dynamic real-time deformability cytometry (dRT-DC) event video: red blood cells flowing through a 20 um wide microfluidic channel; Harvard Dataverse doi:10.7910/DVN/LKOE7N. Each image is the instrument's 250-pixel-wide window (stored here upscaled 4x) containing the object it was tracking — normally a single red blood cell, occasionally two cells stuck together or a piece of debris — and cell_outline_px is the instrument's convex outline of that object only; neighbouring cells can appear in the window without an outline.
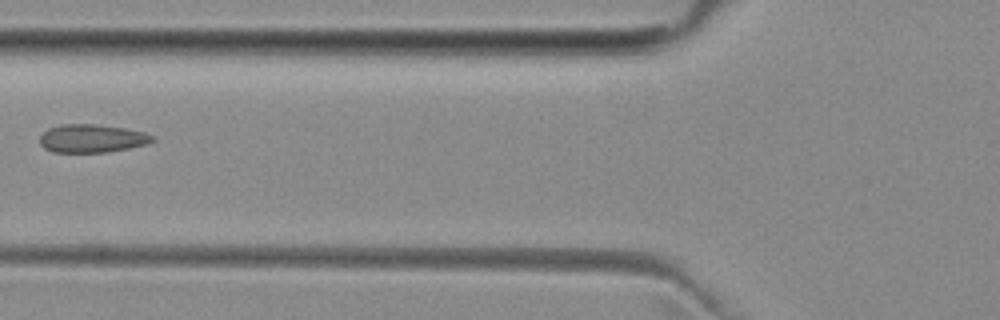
{"species": "common noctule bat (a hibernating species)", "species_latin": "Nyctalus noctula", "temperature_condition": "room temperature", "stored_images_in_passage": 5, "camera_frame_rate_fps": 3000, "um_per_image_px": 0.085, "animal": {"sex": "female", "body_mass_g": 29.2, "forearm_length_mm": 56.3}, "frame": {"image": 1, "passage_image": 5, "time_ms": 5.667, "image_size_px": [1000, 320], "cell_outline_px": [[156, 140], [144, 144], [128, 148], [108, 152], [52, 152], [44, 148], [40, 144], [40, 136], [48, 128], [60, 124], [96, 124], [124, 128], [144, 132], [152, 136]], "centroid_in_image_um": [7.77, 11.76], "position_along_channel_um": 118.0, "area_um2": 18.44}}